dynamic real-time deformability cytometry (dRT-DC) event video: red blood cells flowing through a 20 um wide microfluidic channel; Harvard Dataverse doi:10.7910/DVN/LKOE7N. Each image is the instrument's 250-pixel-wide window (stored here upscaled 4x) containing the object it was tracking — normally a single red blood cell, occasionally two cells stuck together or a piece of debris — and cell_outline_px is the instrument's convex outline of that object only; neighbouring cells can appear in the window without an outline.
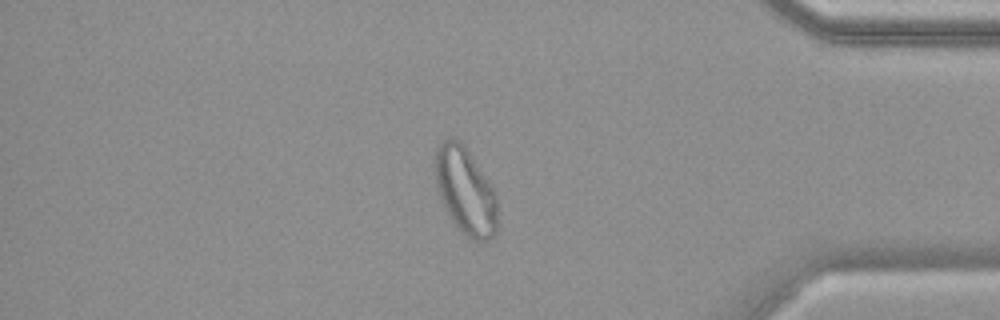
{"species": "common noctule bat (a hibernating species)", "species_latin": "Nyctalus noctula", "temperature_condition": "warm", "stored_images_in_passage": 55, "camera_frame_rate_fps": 3000, "um_per_image_px": 0.085, "animal": {"sex": "female", "body_mass_g": 19.9}, "frame": {"image": 1, "passage_image": 47, "time_ms": 15.333, "image_size_px": [1000, 320], "cell_outline_px": [[496, 232], [488, 240], [476, 240], [468, 236], [452, 220], [440, 200], [436, 188], [432, 164], [436, 148], [448, 136], [452, 136], [460, 140], [464, 144], [496, 192]], "centroid_in_image_um": [39.5, 16.14], "position_along_channel_um": 395.7, "area_um2": 31.79}}